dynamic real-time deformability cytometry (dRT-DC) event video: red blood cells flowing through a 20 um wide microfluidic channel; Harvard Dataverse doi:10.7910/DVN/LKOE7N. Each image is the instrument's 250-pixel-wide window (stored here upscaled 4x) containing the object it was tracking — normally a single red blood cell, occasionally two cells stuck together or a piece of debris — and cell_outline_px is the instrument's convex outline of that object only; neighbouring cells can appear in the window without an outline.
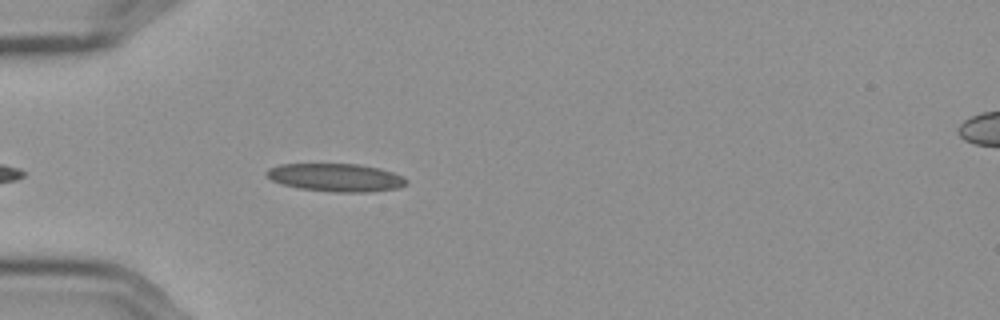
{"species": "Egyptian fruit bat (a non-hibernating species)", "species_latin": "Rousettus aegyptiacus", "temperature_condition": "cold", "stored_images_in_passage": 41, "camera_frame_rate_fps": 3000, "um_per_image_px": 0.085, "frame": {"image": 1, "passage_image": 4, "time_ms": 1.0, "image_size_px": [1000, 320], "cell_outline_px": [[408, 184], [400, 188], [364, 192], [336, 192], [300, 188], [280, 184], [272, 180], [264, 172], [268, 168], [280, 164], [360, 164], [380, 168], [404, 176], [408, 180]], "centroid_in_image_um": [28.58, 15.08], "position_along_channel_um": 56.4, "area_um2": 22.95}}
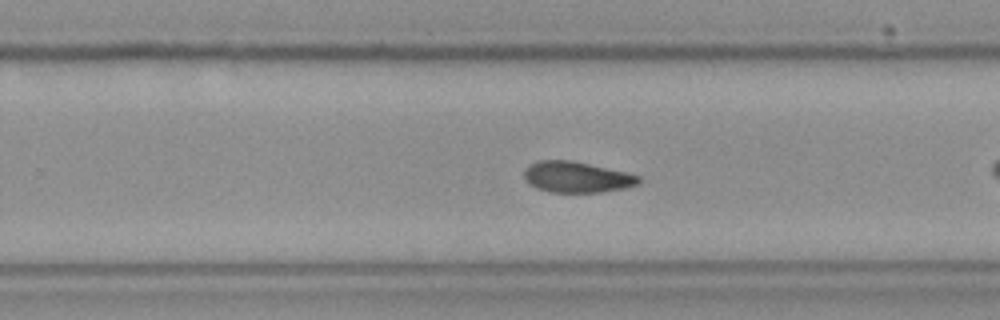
{"frame": {"image": 2, "passage_image": 20, "time_ms": 6.333, "image_size_px": [1000, 320], "cell_outline_px": [[640, 184], [624, 188], [600, 192], [548, 192], [536, 188], [524, 176], [524, 168], [528, 164], [540, 160], [572, 160], [624, 172], [640, 176]], "centroid_in_image_um": [49.0, 15.05], "position_along_channel_um": 280.8, "area_um2": 20.52}}
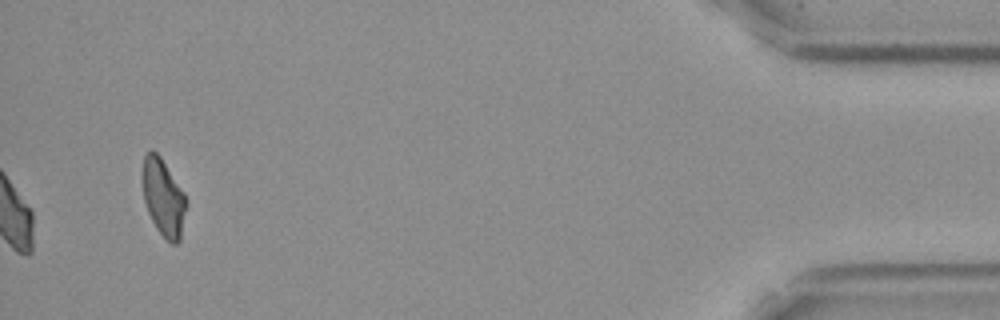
{"frame": {"image": 3, "passage_image": 41, "time_ms": 13.333, "image_size_px": [1000, 320], "cell_outline_px": [[188, 204], [180, 240], [176, 244], [172, 244], [156, 228], [148, 212], [144, 200], [140, 180], [140, 172], [144, 156], [152, 148], [160, 156], [184, 192], [188, 200]], "centroid_in_image_um": [13.87, 16.75], "position_along_channel_um": 421.3, "area_um2": 20.17}, "authors_computed_cell_mechanics": {"area_um2": 20.808, "velocity_mm_per_s": 3.5814, "shape_relaxation_time_tau1_ms": null, "shape_relaxation_time_tau2_ms": 5.38, "deformation_change_tau1": null, "deformation_change_tau2": 0.0938}}